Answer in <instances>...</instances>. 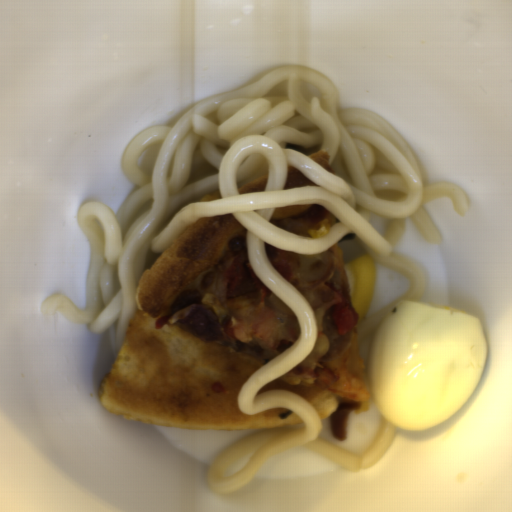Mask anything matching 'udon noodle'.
<instances>
[{
    "mask_svg": "<svg viewBox=\"0 0 512 512\" xmlns=\"http://www.w3.org/2000/svg\"><path fill=\"white\" fill-rule=\"evenodd\" d=\"M327 150L334 174L308 156ZM124 175L136 185L115 214L110 203L94 200L76 211L90 242L85 305L65 296L43 301V315L81 323L89 333L117 327L114 356L138 310L137 283L151 253H162L200 217L231 215L247 230L250 267L298 320L291 346L250 375L239 392L240 412L256 415L283 408L302 426L250 433L222 448L205 480L214 493L238 492L276 456L307 447L350 473L373 470L394 435L382 418L374 443L352 452L320 438L321 418L310 402L293 392L256 393L307 358L316 342L315 312L297 289L269 262L264 244L299 255L324 253L344 235H353L365 255L406 274L405 293L364 320L361 342L381 324L398 301L420 300L425 288L419 265L395 252L410 218L426 242L442 236L424 208L451 198L459 215L469 201L449 182L426 183L406 137L382 114L360 106H341L332 80L312 66H279L237 90L199 102L173 124L143 130L127 146ZM319 185L283 190L287 165ZM268 173L264 191L240 194L237 188ZM221 191L222 199L199 202ZM318 204L341 220L321 237H304L273 226L277 208ZM390 219L384 237L369 226L372 215Z\"/></svg>",
    "mask_w": 512,
    "mask_h": 512,
    "instance_id": "udon-noodle-1",
    "label": "udon noodle"
}]
</instances>
